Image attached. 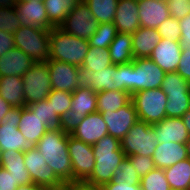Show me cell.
I'll list each match as a JSON object with an SVG mask.
<instances>
[{
  "label": "cell",
  "instance_id": "cell-48",
  "mask_svg": "<svg viewBox=\"0 0 190 190\" xmlns=\"http://www.w3.org/2000/svg\"><path fill=\"white\" fill-rule=\"evenodd\" d=\"M179 24L181 29L180 47L181 49L190 48V13L180 19Z\"/></svg>",
  "mask_w": 190,
  "mask_h": 190
},
{
  "label": "cell",
  "instance_id": "cell-29",
  "mask_svg": "<svg viewBox=\"0 0 190 190\" xmlns=\"http://www.w3.org/2000/svg\"><path fill=\"white\" fill-rule=\"evenodd\" d=\"M112 64H128L134 61L132 34L117 33L108 47Z\"/></svg>",
  "mask_w": 190,
  "mask_h": 190
},
{
  "label": "cell",
  "instance_id": "cell-49",
  "mask_svg": "<svg viewBox=\"0 0 190 190\" xmlns=\"http://www.w3.org/2000/svg\"><path fill=\"white\" fill-rule=\"evenodd\" d=\"M20 186L7 170L0 167V190H17Z\"/></svg>",
  "mask_w": 190,
  "mask_h": 190
},
{
  "label": "cell",
  "instance_id": "cell-4",
  "mask_svg": "<svg viewBox=\"0 0 190 190\" xmlns=\"http://www.w3.org/2000/svg\"><path fill=\"white\" fill-rule=\"evenodd\" d=\"M15 47L21 49L33 62H46L50 56V30L36 26H21L13 33Z\"/></svg>",
  "mask_w": 190,
  "mask_h": 190
},
{
  "label": "cell",
  "instance_id": "cell-45",
  "mask_svg": "<svg viewBox=\"0 0 190 190\" xmlns=\"http://www.w3.org/2000/svg\"><path fill=\"white\" fill-rule=\"evenodd\" d=\"M169 7L170 17L177 20L184 18L190 13V3L188 0H166Z\"/></svg>",
  "mask_w": 190,
  "mask_h": 190
},
{
  "label": "cell",
  "instance_id": "cell-57",
  "mask_svg": "<svg viewBox=\"0 0 190 190\" xmlns=\"http://www.w3.org/2000/svg\"><path fill=\"white\" fill-rule=\"evenodd\" d=\"M11 2H30V0H10Z\"/></svg>",
  "mask_w": 190,
  "mask_h": 190
},
{
  "label": "cell",
  "instance_id": "cell-40",
  "mask_svg": "<svg viewBox=\"0 0 190 190\" xmlns=\"http://www.w3.org/2000/svg\"><path fill=\"white\" fill-rule=\"evenodd\" d=\"M142 190H171L164 169L155 168L141 178Z\"/></svg>",
  "mask_w": 190,
  "mask_h": 190
},
{
  "label": "cell",
  "instance_id": "cell-35",
  "mask_svg": "<svg viewBox=\"0 0 190 190\" xmlns=\"http://www.w3.org/2000/svg\"><path fill=\"white\" fill-rule=\"evenodd\" d=\"M34 115H37L50 129H60V116L56 115L47 99L27 105Z\"/></svg>",
  "mask_w": 190,
  "mask_h": 190
},
{
  "label": "cell",
  "instance_id": "cell-50",
  "mask_svg": "<svg viewBox=\"0 0 190 190\" xmlns=\"http://www.w3.org/2000/svg\"><path fill=\"white\" fill-rule=\"evenodd\" d=\"M15 48L13 34L0 30V57Z\"/></svg>",
  "mask_w": 190,
  "mask_h": 190
},
{
  "label": "cell",
  "instance_id": "cell-2",
  "mask_svg": "<svg viewBox=\"0 0 190 190\" xmlns=\"http://www.w3.org/2000/svg\"><path fill=\"white\" fill-rule=\"evenodd\" d=\"M92 148L96 163L85 182L101 187L112 181L114 170L126 156L121 149L120 140L109 134L92 145Z\"/></svg>",
  "mask_w": 190,
  "mask_h": 190
},
{
  "label": "cell",
  "instance_id": "cell-10",
  "mask_svg": "<svg viewBox=\"0 0 190 190\" xmlns=\"http://www.w3.org/2000/svg\"><path fill=\"white\" fill-rule=\"evenodd\" d=\"M24 163L32 183L47 189H58L64 184L53 169L47 165L44 157L35 146L24 151Z\"/></svg>",
  "mask_w": 190,
  "mask_h": 190
},
{
  "label": "cell",
  "instance_id": "cell-15",
  "mask_svg": "<svg viewBox=\"0 0 190 190\" xmlns=\"http://www.w3.org/2000/svg\"><path fill=\"white\" fill-rule=\"evenodd\" d=\"M101 115L107 125L108 134L118 140H121L139 120L132 101L117 111H103Z\"/></svg>",
  "mask_w": 190,
  "mask_h": 190
},
{
  "label": "cell",
  "instance_id": "cell-26",
  "mask_svg": "<svg viewBox=\"0 0 190 190\" xmlns=\"http://www.w3.org/2000/svg\"><path fill=\"white\" fill-rule=\"evenodd\" d=\"M160 40L161 36L157 29L139 27L136 32L132 33L134 59L150 57Z\"/></svg>",
  "mask_w": 190,
  "mask_h": 190
},
{
  "label": "cell",
  "instance_id": "cell-43",
  "mask_svg": "<svg viewBox=\"0 0 190 190\" xmlns=\"http://www.w3.org/2000/svg\"><path fill=\"white\" fill-rule=\"evenodd\" d=\"M158 33L163 39H170L174 41H180L181 29L179 20L174 17L166 19L158 28Z\"/></svg>",
  "mask_w": 190,
  "mask_h": 190
},
{
  "label": "cell",
  "instance_id": "cell-18",
  "mask_svg": "<svg viewBox=\"0 0 190 190\" xmlns=\"http://www.w3.org/2000/svg\"><path fill=\"white\" fill-rule=\"evenodd\" d=\"M181 51L179 41L161 38L149 58L165 73L176 72L181 59Z\"/></svg>",
  "mask_w": 190,
  "mask_h": 190
},
{
  "label": "cell",
  "instance_id": "cell-8",
  "mask_svg": "<svg viewBox=\"0 0 190 190\" xmlns=\"http://www.w3.org/2000/svg\"><path fill=\"white\" fill-rule=\"evenodd\" d=\"M22 80L26 106L47 99L52 90L47 62L34 63Z\"/></svg>",
  "mask_w": 190,
  "mask_h": 190
},
{
  "label": "cell",
  "instance_id": "cell-30",
  "mask_svg": "<svg viewBox=\"0 0 190 190\" xmlns=\"http://www.w3.org/2000/svg\"><path fill=\"white\" fill-rule=\"evenodd\" d=\"M171 190H190V159L164 169Z\"/></svg>",
  "mask_w": 190,
  "mask_h": 190
},
{
  "label": "cell",
  "instance_id": "cell-55",
  "mask_svg": "<svg viewBox=\"0 0 190 190\" xmlns=\"http://www.w3.org/2000/svg\"><path fill=\"white\" fill-rule=\"evenodd\" d=\"M190 136V109L181 117Z\"/></svg>",
  "mask_w": 190,
  "mask_h": 190
},
{
  "label": "cell",
  "instance_id": "cell-52",
  "mask_svg": "<svg viewBox=\"0 0 190 190\" xmlns=\"http://www.w3.org/2000/svg\"><path fill=\"white\" fill-rule=\"evenodd\" d=\"M63 190H101V188L85 181H70L63 184Z\"/></svg>",
  "mask_w": 190,
  "mask_h": 190
},
{
  "label": "cell",
  "instance_id": "cell-46",
  "mask_svg": "<svg viewBox=\"0 0 190 190\" xmlns=\"http://www.w3.org/2000/svg\"><path fill=\"white\" fill-rule=\"evenodd\" d=\"M132 70H133V61L128 64H120L119 72H121L122 78V91L128 92L132 95Z\"/></svg>",
  "mask_w": 190,
  "mask_h": 190
},
{
  "label": "cell",
  "instance_id": "cell-47",
  "mask_svg": "<svg viewBox=\"0 0 190 190\" xmlns=\"http://www.w3.org/2000/svg\"><path fill=\"white\" fill-rule=\"evenodd\" d=\"M181 50V59L176 72L190 82V48Z\"/></svg>",
  "mask_w": 190,
  "mask_h": 190
},
{
  "label": "cell",
  "instance_id": "cell-17",
  "mask_svg": "<svg viewBox=\"0 0 190 190\" xmlns=\"http://www.w3.org/2000/svg\"><path fill=\"white\" fill-rule=\"evenodd\" d=\"M17 9V16L22 26H36L51 30L54 26L49 22L43 0L30 2H12Z\"/></svg>",
  "mask_w": 190,
  "mask_h": 190
},
{
  "label": "cell",
  "instance_id": "cell-41",
  "mask_svg": "<svg viewBox=\"0 0 190 190\" xmlns=\"http://www.w3.org/2000/svg\"><path fill=\"white\" fill-rule=\"evenodd\" d=\"M112 181H123L127 182L129 185H140L141 177L134 170L131 161L126 156L114 170V175Z\"/></svg>",
  "mask_w": 190,
  "mask_h": 190
},
{
  "label": "cell",
  "instance_id": "cell-12",
  "mask_svg": "<svg viewBox=\"0 0 190 190\" xmlns=\"http://www.w3.org/2000/svg\"><path fill=\"white\" fill-rule=\"evenodd\" d=\"M68 152L72 164V181H85L96 163L92 145L68 134Z\"/></svg>",
  "mask_w": 190,
  "mask_h": 190
},
{
  "label": "cell",
  "instance_id": "cell-9",
  "mask_svg": "<svg viewBox=\"0 0 190 190\" xmlns=\"http://www.w3.org/2000/svg\"><path fill=\"white\" fill-rule=\"evenodd\" d=\"M97 19L91 14L85 2L81 1L67 14L58 26L64 32L84 40H89L98 28Z\"/></svg>",
  "mask_w": 190,
  "mask_h": 190
},
{
  "label": "cell",
  "instance_id": "cell-24",
  "mask_svg": "<svg viewBox=\"0 0 190 190\" xmlns=\"http://www.w3.org/2000/svg\"><path fill=\"white\" fill-rule=\"evenodd\" d=\"M0 152V167L7 170L20 186L31 184L32 179L24 163V152L15 150Z\"/></svg>",
  "mask_w": 190,
  "mask_h": 190
},
{
  "label": "cell",
  "instance_id": "cell-11",
  "mask_svg": "<svg viewBox=\"0 0 190 190\" xmlns=\"http://www.w3.org/2000/svg\"><path fill=\"white\" fill-rule=\"evenodd\" d=\"M22 108L13 107L1 119L0 151H27L31 146L18 129Z\"/></svg>",
  "mask_w": 190,
  "mask_h": 190
},
{
  "label": "cell",
  "instance_id": "cell-16",
  "mask_svg": "<svg viewBox=\"0 0 190 190\" xmlns=\"http://www.w3.org/2000/svg\"><path fill=\"white\" fill-rule=\"evenodd\" d=\"M83 85L90 87L95 93L109 90H122L119 65L112 64L98 72H82Z\"/></svg>",
  "mask_w": 190,
  "mask_h": 190
},
{
  "label": "cell",
  "instance_id": "cell-31",
  "mask_svg": "<svg viewBox=\"0 0 190 190\" xmlns=\"http://www.w3.org/2000/svg\"><path fill=\"white\" fill-rule=\"evenodd\" d=\"M131 101V95L122 90H109L97 93V111H117Z\"/></svg>",
  "mask_w": 190,
  "mask_h": 190
},
{
  "label": "cell",
  "instance_id": "cell-14",
  "mask_svg": "<svg viewBox=\"0 0 190 190\" xmlns=\"http://www.w3.org/2000/svg\"><path fill=\"white\" fill-rule=\"evenodd\" d=\"M165 72L149 57L136 58L132 70V94L145 90L160 88Z\"/></svg>",
  "mask_w": 190,
  "mask_h": 190
},
{
  "label": "cell",
  "instance_id": "cell-42",
  "mask_svg": "<svg viewBox=\"0 0 190 190\" xmlns=\"http://www.w3.org/2000/svg\"><path fill=\"white\" fill-rule=\"evenodd\" d=\"M47 100L51 103L56 115L61 117L71 108L72 93L61 90H51Z\"/></svg>",
  "mask_w": 190,
  "mask_h": 190
},
{
  "label": "cell",
  "instance_id": "cell-13",
  "mask_svg": "<svg viewBox=\"0 0 190 190\" xmlns=\"http://www.w3.org/2000/svg\"><path fill=\"white\" fill-rule=\"evenodd\" d=\"M52 90L73 93L83 85L80 67L58 60H47Z\"/></svg>",
  "mask_w": 190,
  "mask_h": 190
},
{
  "label": "cell",
  "instance_id": "cell-28",
  "mask_svg": "<svg viewBox=\"0 0 190 190\" xmlns=\"http://www.w3.org/2000/svg\"><path fill=\"white\" fill-rule=\"evenodd\" d=\"M0 96L12 107H26L22 77L15 75L0 77Z\"/></svg>",
  "mask_w": 190,
  "mask_h": 190
},
{
  "label": "cell",
  "instance_id": "cell-44",
  "mask_svg": "<svg viewBox=\"0 0 190 190\" xmlns=\"http://www.w3.org/2000/svg\"><path fill=\"white\" fill-rule=\"evenodd\" d=\"M134 167V170L142 178L147 175L151 170L155 169V163L152 157L131 155L127 156Z\"/></svg>",
  "mask_w": 190,
  "mask_h": 190
},
{
  "label": "cell",
  "instance_id": "cell-25",
  "mask_svg": "<svg viewBox=\"0 0 190 190\" xmlns=\"http://www.w3.org/2000/svg\"><path fill=\"white\" fill-rule=\"evenodd\" d=\"M152 158L156 168L165 169L170 167L188 158L186 144L175 142L158 143Z\"/></svg>",
  "mask_w": 190,
  "mask_h": 190
},
{
  "label": "cell",
  "instance_id": "cell-6",
  "mask_svg": "<svg viewBox=\"0 0 190 190\" xmlns=\"http://www.w3.org/2000/svg\"><path fill=\"white\" fill-rule=\"evenodd\" d=\"M140 121L154 124L166 118L167 95L161 88L145 89L131 95Z\"/></svg>",
  "mask_w": 190,
  "mask_h": 190
},
{
  "label": "cell",
  "instance_id": "cell-53",
  "mask_svg": "<svg viewBox=\"0 0 190 190\" xmlns=\"http://www.w3.org/2000/svg\"><path fill=\"white\" fill-rule=\"evenodd\" d=\"M13 107L6 102L1 96H0V120L8 113L9 110H11Z\"/></svg>",
  "mask_w": 190,
  "mask_h": 190
},
{
  "label": "cell",
  "instance_id": "cell-27",
  "mask_svg": "<svg viewBox=\"0 0 190 190\" xmlns=\"http://www.w3.org/2000/svg\"><path fill=\"white\" fill-rule=\"evenodd\" d=\"M18 129L30 146H36L38 141L49 129L37 115H34L26 106L22 108L21 120Z\"/></svg>",
  "mask_w": 190,
  "mask_h": 190
},
{
  "label": "cell",
  "instance_id": "cell-32",
  "mask_svg": "<svg viewBox=\"0 0 190 190\" xmlns=\"http://www.w3.org/2000/svg\"><path fill=\"white\" fill-rule=\"evenodd\" d=\"M82 0H43L49 22L58 27Z\"/></svg>",
  "mask_w": 190,
  "mask_h": 190
},
{
  "label": "cell",
  "instance_id": "cell-23",
  "mask_svg": "<svg viewBox=\"0 0 190 190\" xmlns=\"http://www.w3.org/2000/svg\"><path fill=\"white\" fill-rule=\"evenodd\" d=\"M34 63L21 49L15 47L0 57V77H22Z\"/></svg>",
  "mask_w": 190,
  "mask_h": 190
},
{
  "label": "cell",
  "instance_id": "cell-22",
  "mask_svg": "<svg viewBox=\"0 0 190 190\" xmlns=\"http://www.w3.org/2000/svg\"><path fill=\"white\" fill-rule=\"evenodd\" d=\"M138 0H119L113 24L118 33L132 34L141 27Z\"/></svg>",
  "mask_w": 190,
  "mask_h": 190
},
{
  "label": "cell",
  "instance_id": "cell-3",
  "mask_svg": "<svg viewBox=\"0 0 190 190\" xmlns=\"http://www.w3.org/2000/svg\"><path fill=\"white\" fill-rule=\"evenodd\" d=\"M50 56L48 60H58L81 67L90 48L87 40L64 32L59 27L50 30Z\"/></svg>",
  "mask_w": 190,
  "mask_h": 190
},
{
  "label": "cell",
  "instance_id": "cell-36",
  "mask_svg": "<svg viewBox=\"0 0 190 190\" xmlns=\"http://www.w3.org/2000/svg\"><path fill=\"white\" fill-rule=\"evenodd\" d=\"M21 26L15 6L10 0H3L0 3V30L13 34Z\"/></svg>",
  "mask_w": 190,
  "mask_h": 190
},
{
  "label": "cell",
  "instance_id": "cell-56",
  "mask_svg": "<svg viewBox=\"0 0 190 190\" xmlns=\"http://www.w3.org/2000/svg\"><path fill=\"white\" fill-rule=\"evenodd\" d=\"M186 150H187L188 158L190 159V138L186 143Z\"/></svg>",
  "mask_w": 190,
  "mask_h": 190
},
{
  "label": "cell",
  "instance_id": "cell-39",
  "mask_svg": "<svg viewBox=\"0 0 190 190\" xmlns=\"http://www.w3.org/2000/svg\"><path fill=\"white\" fill-rule=\"evenodd\" d=\"M117 33V28L113 23L99 24L88 43L91 47L108 48Z\"/></svg>",
  "mask_w": 190,
  "mask_h": 190
},
{
  "label": "cell",
  "instance_id": "cell-1",
  "mask_svg": "<svg viewBox=\"0 0 190 190\" xmlns=\"http://www.w3.org/2000/svg\"><path fill=\"white\" fill-rule=\"evenodd\" d=\"M47 165L63 182L72 181V164L68 152V134L61 129H48L35 146Z\"/></svg>",
  "mask_w": 190,
  "mask_h": 190
},
{
  "label": "cell",
  "instance_id": "cell-58",
  "mask_svg": "<svg viewBox=\"0 0 190 190\" xmlns=\"http://www.w3.org/2000/svg\"><path fill=\"white\" fill-rule=\"evenodd\" d=\"M48 190H63V185L58 189H48Z\"/></svg>",
  "mask_w": 190,
  "mask_h": 190
},
{
  "label": "cell",
  "instance_id": "cell-37",
  "mask_svg": "<svg viewBox=\"0 0 190 190\" xmlns=\"http://www.w3.org/2000/svg\"><path fill=\"white\" fill-rule=\"evenodd\" d=\"M162 91L167 94H190V82L186 81L179 73H165L161 84Z\"/></svg>",
  "mask_w": 190,
  "mask_h": 190
},
{
  "label": "cell",
  "instance_id": "cell-51",
  "mask_svg": "<svg viewBox=\"0 0 190 190\" xmlns=\"http://www.w3.org/2000/svg\"><path fill=\"white\" fill-rule=\"evenodd\" d=\"M101 190H142L141 185H129L123 181H111L102 185Z\"/></svg>",
  "mask_w": 190,
  "mask_h": 190
},
{
  "label": "cell",
  "instance_id": "cell-20",
  "mask_svg": "<svg viewBox=\"0 0 190 190\" xmlns=\"http://www.w3.org/2000/svg\"><path fill=\"white\" fill-rule=\"evenodd\" d=\"M141 27L157 29L170 17L166 0H138Z\"/></svg>",
  "mask_w": 190,
  "mask_h": 190
},
{
  "label": "cell",
  "instance_id": "cell-21",
  "mask_svg": "<svg viewBox=\"0 0 190 190\" xmlns=\"http://www.w3.org/2000/svg\"><path fill=\"white\" fill-rule=\"evenodd\" d=\"M158 143L175 142L186 144L190 136L182 118L166 117L161 122L151 124Z\"/></svg>",
  "mask_w": 190,
  "mask_h": 190
},
{
  "label": "cell",
  "instance_id": "cell-34",
  "mask_svg": "<svg viewBox=\"0 0 190 190\" xmlns=\"http://www.w3.org/2000/svg\"><path fill=\"white\" fill-rule=\"evenodd\" d=\"M99 24L113 23L119 0H82Z\"/></svg>",
  "mask_w": 190,
  "mask_h": 190
},
{
  "label": "cell",
  "instance_id": "cell-19",
  "mask_svg": "<svg viewBox=\"0 0 190 190\" xmlns=\"http://www.w3.org/2000/svg\"><path fill=\"white\" fill-rule=\"evenodd\" d=\"M107 134V125L101 113L97 111L86 115L71 136L86 144L94 145Z\"/></svg>",
  "mask_w": 190,
  "mask_h": 190
},
{
  "label": "cell",
  "instance_id": "cell-5",
  "mask_svg": "<svg viewBox=\"0 0 190 190\" xmlns=\"http://www.w3.org/2000/svg\"><path fill=\"white\" fill-rule=\"evenodd\" d=\"M94 112H97V93L82 85L72 93L71 108L61 116L60 129L71 135L82 119Z\"/></svg>",
  "mask_w": 190,
  "mask_h": 190
},
{
  "label": "cell",
  "instance_id": "cell-7",
  "mask_svg": "<svg viewBox=\"0 0 190 190\" xmlns=\"http://www.w3.org/2000/svg\"><path fill=\"white\" fill-rule=\"evenodd\" d=\"M120 144L125 156L152 157L158 142L151 124L138 120L120 140Z\"/></svg>",
  "mask_w": 190,
  "mask_h": 190
},
{
  "label": "cell",
  "instance_id": "cell-54",
  "mask_svg": "<svg viewBox=\"0 0 190 190\" xmlns=\"http://www.w3.org/2000/svg\"><path fill=\"white\" fill-rule=\"evenodd\" d=\"M17 190H48L45 187L36 185L34 183L27 184V185H21L17 187Z\"/></svg>",
  "mask_w": 190,
  "mask_h": 190
},
{
  "label": "cell",
  "instance_id": "cell-33",
  "mask_svg": "<svg viewBox=\"0 0 190 190\" xmlns=\"http://www.w3.org/2000/svg\"><path fill=\"white\" fill-rule=\"evenodd\" d=\"M112 65L108 48H89L82 66V72H98Z\"/></svg>",
  "mask_w": 190,
  "mask_h": 190
},
{
  "label": "cell",
  "instance_id": "cell-38",
  "mask_svg": "<svg viewBox=\"0 0 190 190\" xmlns=\"http://www.w3.org/2000/svg\"><path fill=\"white\" fill-rule=\"evenodd\" d=\"M190 109V94H167L166 117L181 118Z\"/></svg>",
  "mask_w": 190,
  "mask_h": 190
}]
</instances>
